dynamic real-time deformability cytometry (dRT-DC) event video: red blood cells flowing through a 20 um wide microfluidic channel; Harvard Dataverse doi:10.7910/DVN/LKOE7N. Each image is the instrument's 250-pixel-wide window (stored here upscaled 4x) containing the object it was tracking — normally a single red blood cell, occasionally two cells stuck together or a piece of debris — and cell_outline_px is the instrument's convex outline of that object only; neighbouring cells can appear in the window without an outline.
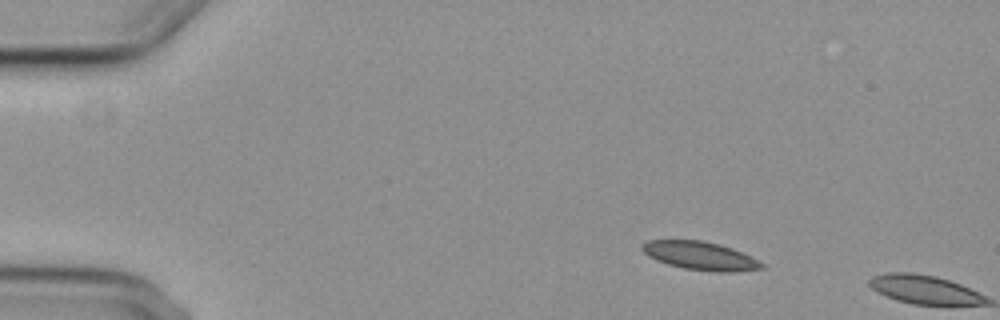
{"species": "common noctule bat (a hibernating species)", "species_latin": "Nyctalus noctula", "temperature_condition": "cold", "stored_images_in_passage": 3, "camera_frame_rate_fps": 3000, "um_per_image_px": 0.085, "animal": {"sex": "female", "body_mass_g": 29.2, "forearm_length_mm": 56.3}, "frame": {"image": 1, "passage_image": 2, "time_ms": 1.333, "image_size_px": [1000, 320], "cell_outline_px": [[768, 264], [764, 268], [732, 272], [716, 272], [684, 268], [668, 264], [656, 260], [648, 256], [640, 248], [640, 244], [648, 240], [704, 240], [720, 244], [732, 248]], "centroid_in_image_um": [59.53, 21.73], "position_along_channel_um": 25.5, "area_um2": 19.94}}